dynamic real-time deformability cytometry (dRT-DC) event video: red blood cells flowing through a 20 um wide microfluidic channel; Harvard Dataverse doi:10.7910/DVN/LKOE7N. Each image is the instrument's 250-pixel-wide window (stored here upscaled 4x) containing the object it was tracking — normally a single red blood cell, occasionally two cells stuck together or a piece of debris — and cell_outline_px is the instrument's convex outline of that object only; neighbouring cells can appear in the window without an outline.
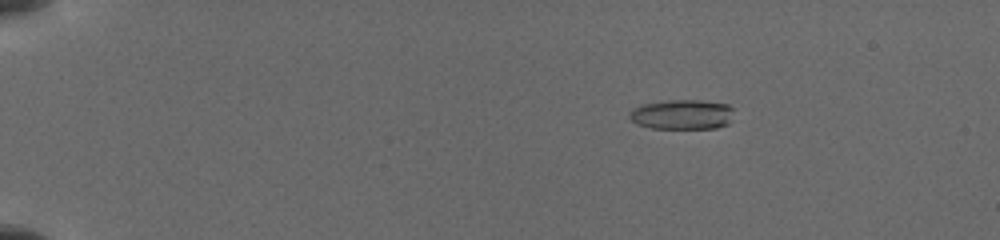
{"species": "common noctule bat (a hibernating species)", "species_latin": "Nyctalus noctula", "temperature_condition": "cold", "stored_images_in_passage": 11, "camera_frame_rate_fps": 3000, "um_per_image_px": 0.085, "animal": {"sex": "female", "body_mass_g": 19.5, "forearm_length_mm": 54.1}, "frame": {"image": 1, "passage_image": 5, "time_ms": 3.0, "image_size_px": [1000, 240], "cell_outline_px": [[732, 108], [728, 124], [716, 128], [652, 128], [636, 124], [628, 116], [632, 108], [640, 104], [668, 100], [700, 100], [728, 104]], "centroid_in_image_um": [57.93, 9.72], "position_along_channel_um": 27.1, "area_um2": 18.15}}
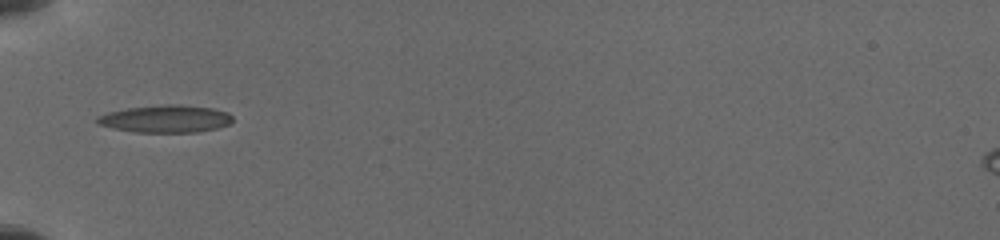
{"frame": {"image": 2, "passage_image": 10, "time_ms": 6.667, "image_size_px": [1000, 240], "cell_outline_px": [[232, 120], [228, 124], [216, 128], [196, 132], [136, 132], [116, 128], [100, 124], [96, 120], [96, 116], [108, 112], [128, 108], [168, 104], [180, 104], [212, 108], [228, 112], [232, 116]], "centroid_in_image_um": [14.1, 10.09], "position_along_channel_um": 70.9, "area_um2": 21.39}}